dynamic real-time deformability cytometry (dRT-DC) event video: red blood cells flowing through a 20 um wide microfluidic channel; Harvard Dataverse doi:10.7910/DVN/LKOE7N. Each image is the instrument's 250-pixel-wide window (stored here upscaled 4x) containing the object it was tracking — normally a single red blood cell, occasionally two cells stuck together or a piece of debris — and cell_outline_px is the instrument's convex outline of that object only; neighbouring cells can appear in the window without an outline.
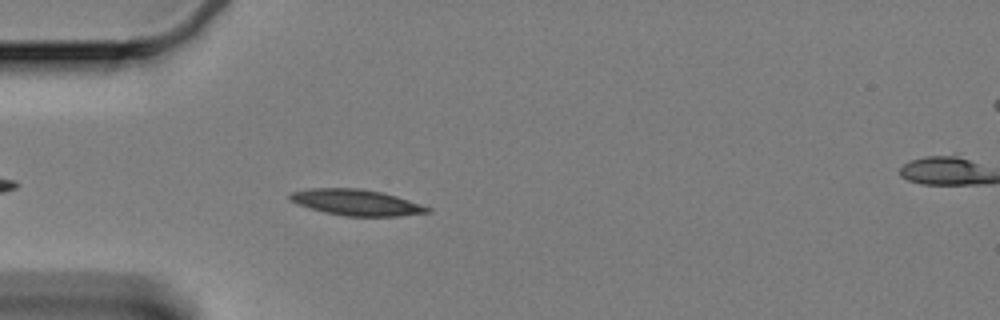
{"species": "Egyptian fruit bat (a non-hibernating species)", "species_latin": "Rousettus aegyptiacus", "temperature_condition": "cold", "stored_images_in_passage": 27, "camera_frame_rate_fps": 3000, "um_per_image_px": 0.085, "animal": {"sex": "female"}, "frame": {"image": 1, "passage_image": 3, "time_ms": 0.667, "image_size_px": [1000, 320], "cell_outline_px": [[432, 212], [400, 216], [344, 216], [324, 212], [308, 208], [296, 204], [288, 196], [292, 192], [308, 188], [360, 188], [380, 192], [396, 196], [432, 208]], "centroid_in_image_um": [30.28, 17.21], "position_along_channel_um": 54.7, "area_um2": 20.87}}
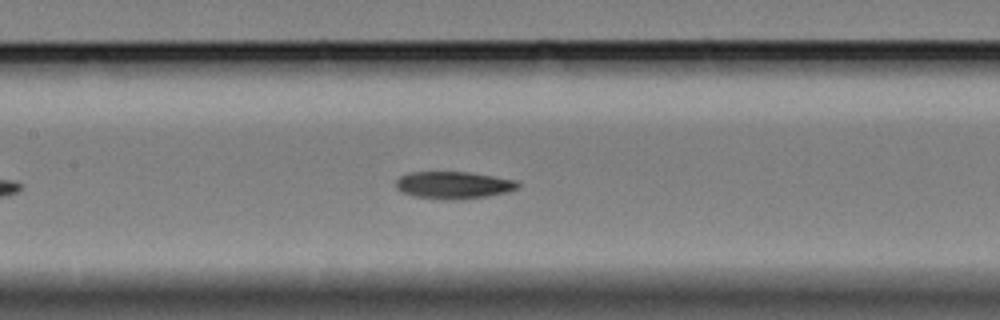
{"frame": {"image": 2, "passage_image": 14, "time_ms": 4.333, "image_size_px": [1000, 320], "cell_outline_px": [[520, 184], [516, 188], [508, 192], [484, 196], [456, 200], [448, 200], [416, 196], [404, 192], [396, 188], [396, 180], [400, 176], [408, 172], [468, 172], [516, 180]], "centroid_in_image_um": [38.54, 15.72], "position_along_channel_um": 168.9, "area_um2": 19.13}}
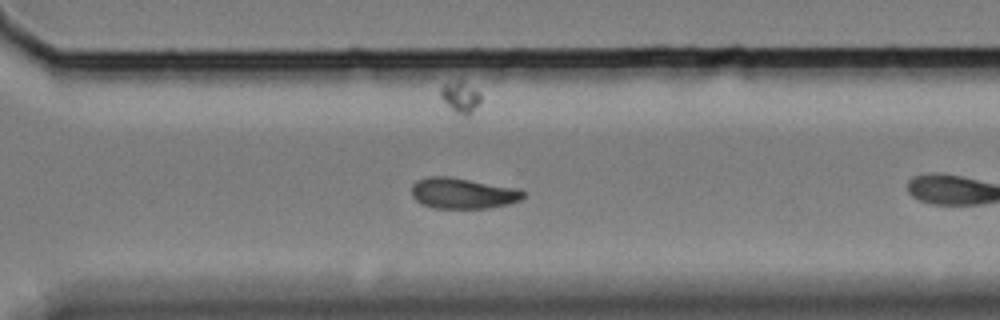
{"frame": {"image": 3, "passage_image": 25, "time_ms": 8.0, "image_size_px": [1000, 320], "cell_outline_px": [[524, 196], [520, 200], [508, 204], [488, 208], [432, 208], [416, 200], [412, 196], [412, 184], [416, 180], [428, 176], [448, 176], [520, 188], [524, 192]], "centroid_in_image_um": [39.34, 16.41], "position_along_channel_um": 331.3, "area_um2": 20.17}}